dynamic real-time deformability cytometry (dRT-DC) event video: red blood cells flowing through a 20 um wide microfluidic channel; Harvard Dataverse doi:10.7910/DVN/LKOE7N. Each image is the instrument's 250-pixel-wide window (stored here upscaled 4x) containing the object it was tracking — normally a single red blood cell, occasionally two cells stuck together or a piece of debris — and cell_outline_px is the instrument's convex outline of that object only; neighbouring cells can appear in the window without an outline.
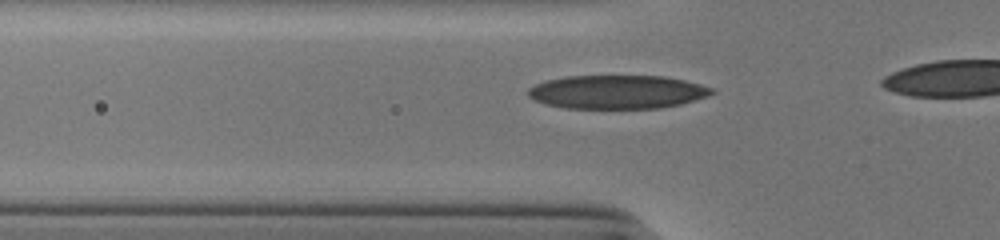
{"species": "human", "species_latin": "Homo sapiens", "temperature_condition": "cold", "stored_images_in_passage": 14, "camera_frame_rate_fps": 3000, "um_per_image_px": 0.085, "donor": {"sex": "male"}, "frame": {"image": 1, "passage_image": 8, "time_ms": 2.333, "image_size_px": [1000, 240], "cell_outline_px": [[716, 92], [708, 96], [680, 104], [660, 108], [564, 108], [548, 104], [536, 100], [528, 96], [528, 88], [536, 84], [548, 80], [568, 76], [664, 76], [684, 80], [700, 84], [712, 88]], "centroid_in_image_um": [52.49, 7.81], "position_along_channel_um": 73.3, "area_um2": 35.78}}
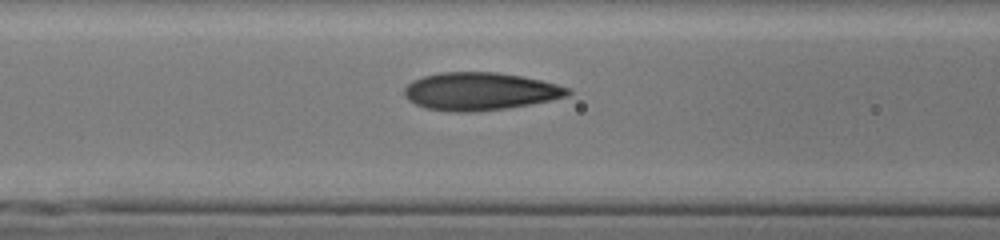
{"frame": {"image": 2, "passage_image": 12, "time_ms": 3.667, "image_size_px": [1000, 240], "cell_outline_px": [[572, 92], [568, 96], [528, 104], [504, 108], [472, 112], [452, 112], [424, 108], [408, 100], [404, 96], [404, 88], [412, 80], [424, 76], [440, 72], [496, 72], [520, 76], [540, 80], [556, 84], [568, 88]], "centroid_in_image_um": [40.74, 7.76], "position_along_channel_um": 125.9, "area_um2": 35.78}}